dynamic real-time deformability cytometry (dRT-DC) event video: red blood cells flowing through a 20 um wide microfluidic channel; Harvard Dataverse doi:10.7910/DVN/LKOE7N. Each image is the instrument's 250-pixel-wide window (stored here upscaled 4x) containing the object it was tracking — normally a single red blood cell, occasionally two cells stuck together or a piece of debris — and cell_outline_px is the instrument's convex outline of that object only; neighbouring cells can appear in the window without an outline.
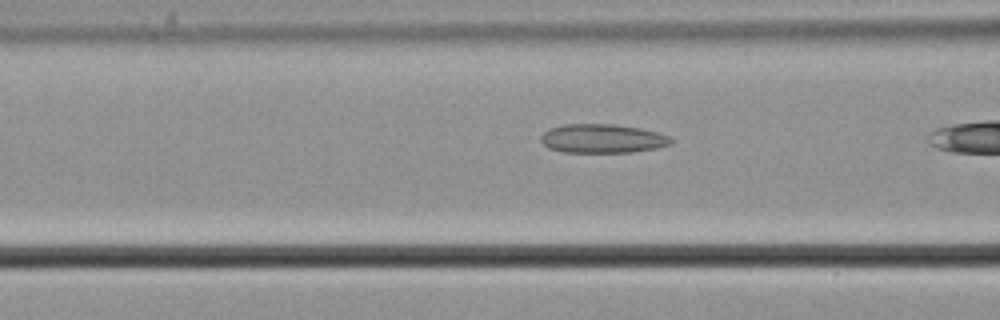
{"species": "common noctule bat (a hibernating species)", "species_latin": "Nyctalus noctula", "temperature_condition": "cold", "stored_images_in_passage": 20, "camera_frame_rate_fps": 3000, "um_per_image_px": 0.085, "animal": {"sex": "male", "body_mass_g": 21.5, "forearm_length_mm": 52.0}, "frame": {"image": 1, "passage_image": 17, "time_ms": 5.333, "image_size_px": [1000, 320], "cell_outline_px": [[672, 144], [656, 148], [632, 152], [564, 152], [548, 148], [540, 140], [540, 136], [548, 128], [564, 124], [616, 124], [640, 128], [656, 132], [668, 136], [672, 140]], "centroid_in_image_um": [51.17, 11.77], "position_along_channel_um": 115.4, "area_um2": 21.96}}